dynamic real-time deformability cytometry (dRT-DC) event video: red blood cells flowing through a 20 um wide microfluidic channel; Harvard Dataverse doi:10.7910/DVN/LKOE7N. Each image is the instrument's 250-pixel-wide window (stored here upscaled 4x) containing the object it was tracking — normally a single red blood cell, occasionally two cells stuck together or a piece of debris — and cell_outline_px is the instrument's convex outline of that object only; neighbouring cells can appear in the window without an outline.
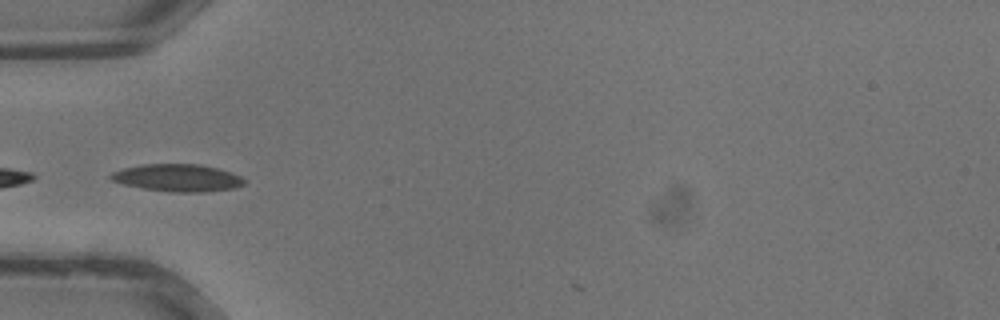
{"species": "common noctule bat (a hibernating species)", "species_latin": "Nyctalus noctula", "temperature_condition": "warm", "stored_images_in_passage": 23, "camera_frame_rate_fps": 3000, "um_per_image_px": 0.085, "animal": {"sex": "male", "body_mass_g": 13.3}, "frame": {"image": 1, "passage_image": 1, "time_ms": 0.0, "image_size_px": [1000, 320], "cell_outline_px": [[244, 184], [236, 188], [200, 192], [172, 192], [140, 188], [108, 180], [108, 176], [112, 172], [124, 168], [144, 164], [200, 164], [216, 168], [240, 176], [244, 180]], "centroid_in_image_um": [15.03, 15.12], "position_along_channel_um": 70.0, "area_um2": 21.21}}
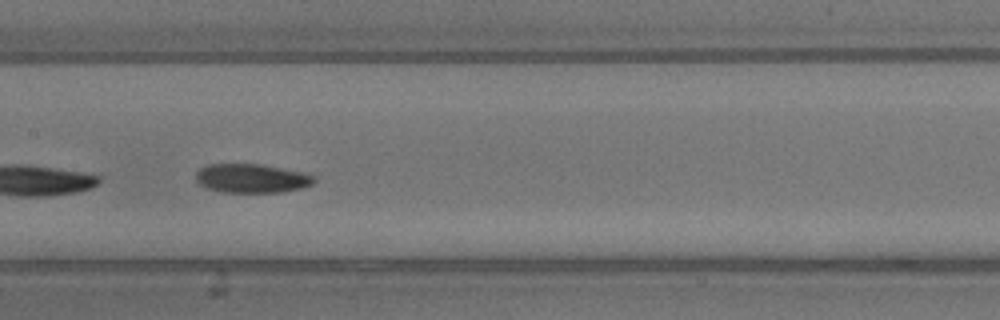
{"frame": {"image": 2, "passage_image": 7, "time_ms": 2.0, "image_size_px": [1000, 320], "cell_outline_px": [[316, 180], [312, 184], [300, 188], [280, 192], [220, 192], [208, 188], [200, 184], [196, 180], [196, 172], [204, 164], [260, 164], [300, 172], [316, 176]], "centroid_in_image_um": [21.36, 15.15], "position_along_channel_um": 186.0, "area_um2": 19.83}}